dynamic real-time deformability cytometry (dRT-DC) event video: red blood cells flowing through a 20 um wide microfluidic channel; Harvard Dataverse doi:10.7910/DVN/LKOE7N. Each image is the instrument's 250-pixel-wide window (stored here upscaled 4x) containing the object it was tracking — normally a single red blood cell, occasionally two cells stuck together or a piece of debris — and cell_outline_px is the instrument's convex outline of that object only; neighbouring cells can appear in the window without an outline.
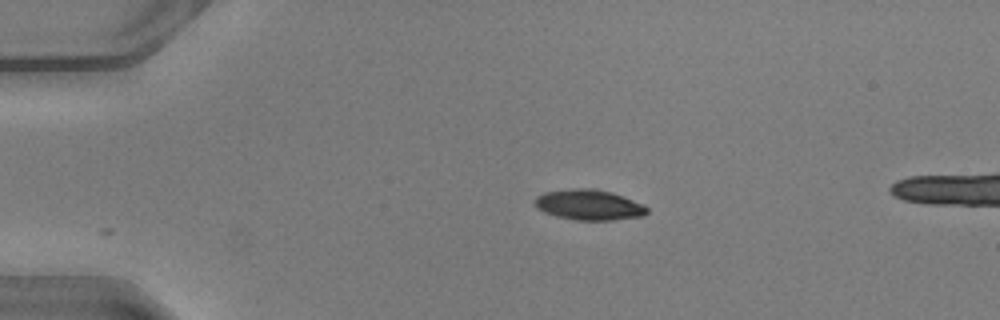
{"species": "common noctule bat (a hibernating species)", "species_latin": "Nyctalus noctula", "temperature_condition": "warm", "stored_images_in_passage": 41, "segment_of_instrument_passage": [1, 2], "camera_frame_rate_fps": 3000, "um_per_image_px": 0.085, "animal": {"sex": "male", "body_mass_g": 20.5, "forearm_length_mm": 52.5}, "frame": {"image": 1, "passage_image": 1, "time_ms": 0.0, "image_size_px": [1000, 320], "cell_outline_px": [[648, 212], [644, 216], [612, 220], [576, 220], [556, 216], [544, 212], [536, 208], [532, 200], [536, 196], [544, 192], [572, 188], [588, 188], [612, 192], [624, 196], [644, 204], [648, 208]], "centroid_in_image_um": [50.05, 17.41], "position_along_channel_um": 35.0, "area_um2": 20.17}}
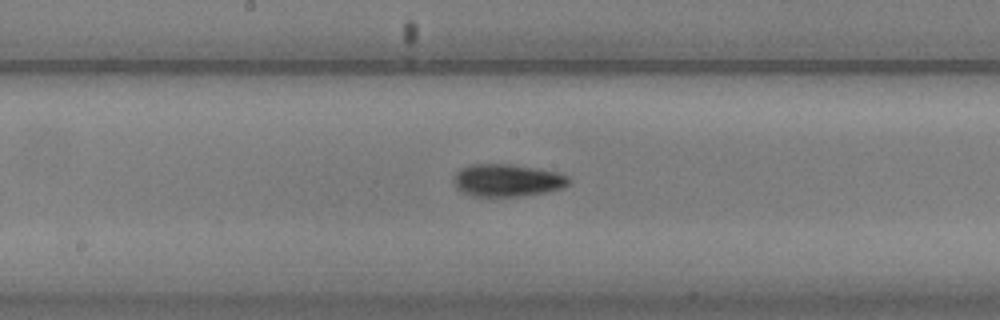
{"frame": {"image": 2, "passage_image": 17, "time_ms": 5.333, "image_size_px": [1000, 320], "cell_outline_px": [[572, 180], [568, 184], [560, 188], [544, 192], [520, 196], [472, 196], [456, 188], [452, 180], [456, 172], [460, 168], [468, 164], [512, 164], [536, 168], [556, 172], [568, 176]], "centroid_in_image_um": [43.07, 15.31], "position_along_channel_um": 205.1, "area_um2": 21.79}}
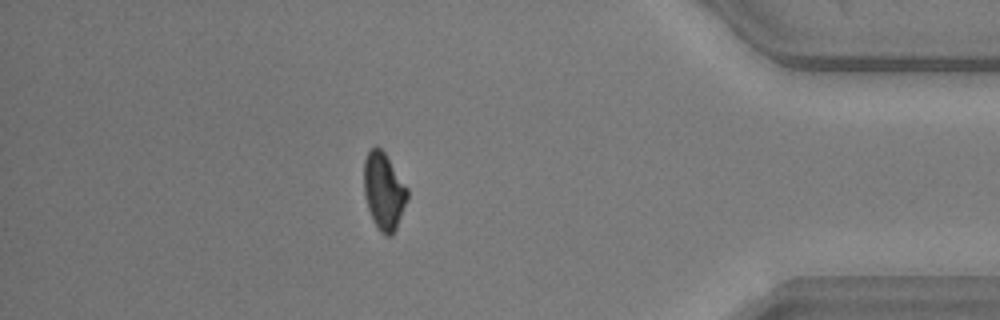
{"frame": {"image": 3, "passage_image": 34, "time_ms": 11.0, "image_size_px": [1000, 320], "cell_outline_px": [[408, 200], [396, 228], [392, 236], [384, 236], [380, 232], [372, 220], [364, 196], [364, 160], [368, 152], [372, 148], [380, 148], [384, 152], [408, 188]], "centroid_in_image_um": [32.63, 16.29], "position_along_channel_um": 402.6, "area_um2": 19.54}}